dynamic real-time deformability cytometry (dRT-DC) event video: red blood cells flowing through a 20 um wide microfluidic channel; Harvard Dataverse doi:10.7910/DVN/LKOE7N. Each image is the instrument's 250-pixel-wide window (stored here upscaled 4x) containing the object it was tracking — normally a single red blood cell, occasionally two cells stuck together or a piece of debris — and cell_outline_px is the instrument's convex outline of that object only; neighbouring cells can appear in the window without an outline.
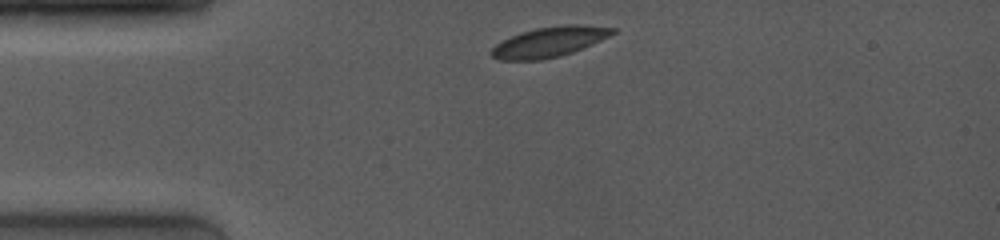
{"species": "common noctule bat (a hibernating species)", "species_latin": "Nyctalus noctula", "temperature_condition": "room temperature", "stored_images_in_passage": 3, "camera_frame_rate_fps": 4000, "um_per_image_px": 0.085, "animal": {"sex": "female", "body_mass_g": 19.0, "forearm_length_mm": 53.3}, "frame": {"image": 1, "passage_image": 1, "time_ms": 0.0, "image_size_px": [1000, 240], "cell_outline_px": [[616, 32], [600, 40], [572, 52], [560, 56], [540, 60], [496, 60], [488, 52], [500, 40], [520, 32], [536, 28], [564, 24], [580, 24], [616, 28]], "centroid_in_image_um": [46.63, 3.56], "position_along_channel_um": 38.4, "area_um2": 21.39}}